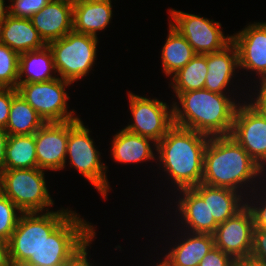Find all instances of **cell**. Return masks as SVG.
Instances as JSON below:
<instances>
[{
    "instance_id": "6da1fadb",
    "label": "cell",
    "mask_w": 266,
    "mask_h": 266,
    "mask_svg": "<svg viewBox=\"0 0 266 266\" xmlns=\"http://www.w3.org/2000/svg\"><path fill=\"white\" fill-rule=\"evenodd\" d=\"M209 138L210 136L203 133L173 125L157 143V168L150 170L158 171L157 178L162 175L161 182L155 185L158 186L165 180L163 186L166 189L169 184L170 187L166 189L169 192L164 189L167 194L165 197L181 189L193 188L202 182L204 153Z\"/></svg>"
},
{
    "instance_id": "7a4b0ae2",
    "label": "cell",
    "mask_w": 266,
    "mask_h": 266,
    "mask_svg": "<svg viewBox=\"0 0 266 266\" xmlns=\"http://www.w3.org/2000/svg\"><path fill=\"white\" fill-rule=\"evenodd\" d=\"M266 181V172L231 136L209 138L201 183L229 188L245 198Z\"/></svg>"
},
{
    "instance_id": "3957f363",
    "label": "cell",
    "mask_w": 266,
    "mask_h": 266,
    "mask_svg": "<svg viewBox=\"0 0 266 266\" xmlns=\"http://www.w3.org/2000/svg\"><path fill=\"white\" fill-rule=\"evenodd\" d=\"M172 93L174 125L210 137L230 136L237 106L247 98V94H220L205 88Z\"/></svg>"
},
{
    "instance_id": "277c9868",
    "label": "cell",
    "mask_w": 266,
    "mask_h": 266,
    "mask_svg": "<svg viewBox=\"0 0 266 266\" xmlns=\"http://www.w3.org/2000/svg\"><path fill=\"white\" fill-rule=\"evenodd\" d=\"M74 210L22 266H67L96 238L97 225Z\"/></svg>"
},
{
    "instance_id": "5b68a950",
    "label": "cell",
    "mask_w": 266,
    "mask_h": 266,
    "mask_svg": "<svg viewBox=\"0 0 266 266\" xmlns=\"http://www.w3.org/2000/svg\"><path fill=\"white\" fill-rule=\"evenodd\" d=\"M88 124L80 119L68 121V142L64 169L73 168L85 181L96 189L101 198L108 200L112 193L108 172L109 167L104 162L102 152L91 135L92 130ZM68 163V164H67Z\"/></svg>"
},
{
    "instance_id": "8992f818",
    "label": "cell",
    "mask_w": 266,
    "mask_h": 266,
    "mask_svg": "<svg viewBox=\"0 0 266 266\" xmlns=\"http://www.w3.org/2000/svg\"><path fill=\"white\" fill-rule=\"evenodd\" d=\"M64 206L47 212H23L8 245L11 265H23L35 256L45 239L74 211Z\"/></svg>"
},
{
    "instance_id": "52a82bcc",
    "label": "cell",
    "mask_w": 266,
    "mask_h": 266,
    "mask_svg": "<svg viewBox=\"0 0 266 266\" xmlns=\"http://www.w3.org/2000/svg\"><path fill=\"white\" fill-rule=\"evenodd\" d=\"M98 37L69 32L64 37L47 45L53 54V60L59 78L74 83L87 79L97 65Z\"/></svg>"
},
{
    "instance_id": "ba28073f",
    "label": "cell",
    "mask_w": 266,
    "mask_h": 266,
    "mask_svg": "<svg viewBox=\"0 0 266 266\" xmlns=\"http://www.w3.org/2000/svg\"><path fill=\"white\" fill-rule=\"evenodd\" d=\"M46 172L39 168L1 169V193L22 212L54 210L56 203L48 188L51 186Z\"/></svg>"
},
{
    "instance_id": "9c48e42d",
    "label": "cell",
    "mask_w": 266,
    "mask_h": 266,
    "mask_svg": "<svg viewBox=\"0 0 266 266\" xmlns=\"http://www.w3.org/2000/svg\"><path fill=\"white\" fill-rule=\"evenodd\" d=\"M164 212L165 211H163L162 213L161 210V212H159L161 213L159 214V216H161L160 219H163H161V225L165 223L166 219L168 220L165 223L166 225L163 224L166 227H164L163 230L159 231V234L161 235L160 237L155 235L156 239H163V241L160 239L161 243H155L156 245L160 244L163 248L160 245L156 246V248L160 247L159 249H161V253H159L158 248L156 249L155 247H153L151 250H154L153 252H156V254H153L154 257L155 255H158L159 257L162 256L160 258L167 264V266H198L205 255L215 247L214 236L211 234L191 233L178 229L173 226V224L169 221V218L164 216ZM168 226L169 228H167ZM170 227L172 229H170ZM168 233L170 235H168ZM164 237L166 240L164 239ZM162 242L165 246H163Z\"/></svg>"
},
{
    "instance_id": "30bf717a",
    "label": "cell",
    "mask_w": 266,
    "mask_h": 266,
    "mask_svg": "<svg viewBox=\"0 0 266 266\" xmlns=\"http://www.w3.org/2000/svg\"><path fill=\"white\" fill-rule=\"evenodd\" d=\"M70 81L59 77L46 82L18 83L17 92L30 104L45 123L80 119L75 109H69ZM67 90V91H66Z\"/></svg>"
},
{
    "instance_id": "8fae6325",
    "label": "cell",
    "mask_w": 266,
    "mask_h": 266,
    "mask_svg": "<svg viewBox=\"0 0 266 266\" xmlns=\"http://www.w3.org/2000/svg\"><path fill=\"white\" fill-rule=\"evenodd\" d=\"M127 103L131 118L123 126L127 131L152 139L158 143L174 125L173 103L164 101V97L142 96L127 91ZM163 99V100H162Z\"/></svg>"
},
{
    "instance_id": "7c38bea8",
    "label": "cell",
    "mask_w": 266,
    "mask_h": 266,
    "mask_svg": "<svg viewBox=\"0 0 266 266\" xmlns=\"http://www.w3.org/2000/svg\"><path fill=\"white\" fill-rule=\"evenodd\" d=\"M168 22L192 46L196 54L222 50L232 41V34L224 33L222 24L214 19L169 7Z\"/></svg>"
},
{
    "instance_id": "4fadbf2b",
    "label": "cell",
    "mask_w": 266,
    "mask_h": 266,
    "mask_svg": "<svg viewBox=\"0 0 266 266\" xmlns=\"http://www.w3.org/2000/svg\"><path fill=\"white\" fill-rule=\"evenodd\" d=\"M233 32L232 42L238 51L240 74L246 76L244 84L250 87L266 83V21L247 22L241 30Z\"/></svg>"
},
{
    "instance_id": "5bb4252c",
    "label": "cell",
    "mask_w": 266,
    "mask_h": 266,
    "mask_svg": "<svg viewBox=\"0 0 266 266\" xmlns=\"http://www.w3.org/2000/svg\"><path fill=\"white\" fill-rule=\"evenodd\" d=\"M230 136L266 172V118L247 100L237 106Z\"/></svg>"
},
{
    "instance_id": "9a60e30c",
    "label": "cell",
    "mask_w": 266,
    "mask_h": 266,
    "mask_svg": "<svg viewBox=\"0 0 266 266\" xmlns=\"http://www.w3.org/2000/svg\"><path fill=\"white\" fill-rule=\"evenodd\" d=\"M163 201L167 205L163 209L167 214L165 216L169 215V221L176 228L191 233L209 234L208 199H203L193 188L178 190Z\"/></svg>"
},
{
    "instance_id": "2e32d148",
    "label": "cell",
    "mask_w": 266,
    "mask_h": 266,
    "mask_svg": "<svg viewBox=\"0 0 266 266\" xmlns=\"http://www.w3.org/2000/svg\"><path fill=\"white\" fill-rule=\"evenodd\" d=\"M207 68L205 89L220 94H247L248 86L243 84L238 51L232 41L220 51L207 53Z\"/></svg>"
},
{
    "instance_id": "e0dca14e",
    "label": "cell",
    "mask_w": 266,
    "mask_h": 266,
    "mask_svg": "<svg viewBox=\"0 0 266 266\" xmlns=\"http://www.w3.org/2000/svg\"><path fill=\"white\" fill-rule=\"evenodd\" d=\"M254 222L245 205L234 216L219 224L214 232V244L234 260L249 258L253 246Z\"/></svg>"
},
{
    "instance_id": "ac0fdd59",
    "label": "cell",
    "mask_w": 266,
    "mask_h": 266,
    "mask_svg": "<svg viewBox=\"0 0 266 266\" xmlns=\"http://www.w3.org/2000/svg\"><path fill=\"white\" fill-rule=\"evenodd\" d=\"M34 135L38 168L60 173L67 153L68 121L45 123Z\"/></svg>"
},
{
    "instance_id": "d6986e66",
    "label": "cell",
    "mask_w": 266,
    "mask_h": 266,
    "mask_svg": "<svg viewBox=\"0 0 266 266\" xmlns=\"http://www.w3.org/2000/svg\"><path fill=\"white\" fill-rule=\"evenodd\" d=\"M113 138H110L109 151L112 163L118 166L133 165L144 166L150 163L148 168L156 166L157 143L152 139L131 133L125 128L115 131ZM155 163V165L153 164ZM152 165V166H151Z\"/></svg>"
},
{
    "instance_id": "ffe728a7",
    "label": "cell",
    "mask_w": 266,
    "mask_h": 266,
    "mask_svg": "<svg viewBox=\"0 0 266 266\" xmlns=\"http://www.w3.org/2000/svg\"><path fill=\"white\" fill-rule=\"evenodd\" d=\"M31 21L46 44L58 40L73 31V4L69 0H51Z\"/></svg>"
},
{
    "instance_id": "44dd1931",
    "label": "cell",
    "mask_w": 266,
    "mask_h": 266,
    "mask_svg": "<svg viewBox=\"0 0 266 266\" xmlns=\"http://www.w3.org/2000/svg\"><path fill=\"white\" fill-rule=\"evenodd\" d=\"M193 189L208 199L209 234L213 235L219 224L234 216L246 205V198L235 190L200 183Z\"/></svg>"
},
{
    "instance_id": "7402d4cb",
    "label": "cell",
    "mask_w": 266,
    "mask_h": 266,
    "mask_svg": "<svg viewBox=\"0 0 266 266\" xmlns=\"http://www.w3.org/2000/svg\"><path fill=\"white\" fill-rule=\"evenodd\" d=\"M114 12L113 4L77 2L73 4V31L98 37L111 25Z\"/></svg>"
},
{
    "instance_id": "603a6c76",
    "label": "cell",
    "mask_w": 266,
    "mask_h": 266,
    "mask_svg": "<svg viewBox=\"0 0 266 266\" xmlns=\"http://www.w3.org/2000/svg\"><path fill=\"white\" fill-rule=\"evenodd\" d=\"M0 27L1 43L18 54L39 50L47 45L33 26L31 19L15 18L9 15Z\"/></svg>"
},
{
    "instance_id": "cb8c5ba5",
    "label": "cell",
    "mask_w": 266,
    "mask_h": 266,
    "mask_svg": "<svg viewBox=\"0 0 266 266\" xmlns=\"http://www.w3.org/2000/svg\"><path fill=\"white\" fill-rule=\"evenodd\" d=\"M57 77L53 54L48 45L19 54L18 83L46 82Z\"/></svg>"
},
{
    "instance_id": "d4e9b609",
    "label": "cell",
    "mask_w": 266,
    "mask_h": 266,
    "mask_svg": "<svg viewBox=\"0 0 266 266\" xmlns=\"http://www.w3.org/2000/svg\"><path fill=\"white\" fill-rule=\"evenodd\" d=\"M167 37L160 50L161 73L170 78L179 69L183 68L195 55L192 46L186 38L169 22Z\"/></svg>"
},
{
    "instance_id": "484cf974",
    "label": "cell",
    "mask_w": 266,
    "mask_h": 266,
    "mask_svg": "<svg viewBox=\"0 0 266 266\" xmlns=\"http://www.w3.org/2000/svg\"><path fill=\"white\" fill-rule=\"evenodd\" d=\"M44 124L39 114L17 92L13 96L9 119L5 127L8 135H33Z\"/></svg>"
},
{
    "instance_id": "4316f807",
    "label": "cell",
    "mask_w": 266,
    "mask_h": 266,
    "mask_svg": "<svg viewBox=\"0 0 266 266\" xmlns=\"http://www.w3.org/2000/svg\"><path fill=\"white\" fill-rule=\"evenodd\" d=\"M207 71V54H196L168 79V88L170 92L204 89Z\"/></svg>"
},
{
    "instance_id": "83f0119b",
    "label": "cell",
    "mask_w": 266,
    "mask_h": 266,
    "mask_svg": "<svg viewBox=\"0 0 266 266\" xmlns=\"http://www.w3.org/2000/svg\"><path fill=\"white\" fill-rule=\"evenodd\" d=\"M38 168L35 135H9L2 169Z\"/></svg>"
},
{
    "instance_id": "f1b7e54d",
    "label": "cell",
    "mask_w": 266,
    "mask_h": 266,
    "mask_svg": "<svg viewBox=\"0 0 266 266\" xmlns=\"http://www.w3.org/2000/svg\"><path fill=\"white\" fill-rule=\"evenodd\" d=\"M19 54L0 43V87L17 88Z\"/></svg>"
},
{
    "instance_id": "f546056e",
    "label": "cell",
    "mask_w": 266,
    "mask_h": 266,
    "mask_svg": "<svg viewBox=\"0 0 266 266\" xmlns=\"http://www.w3.org/2000/svg\"><path fill=\"white\" fill-rule=\"evenodd\" d=\"M22 213L8 197L0 193V239L9 241Z\"/></svg>"
},
{
    "instance_id": "4dcf8cb0",
    "label": "cell",
    "mask_w": 266,
    "mask_h": 266,
    "mask_svg": "<svg viewBox=\"0 0 266 266\" xmlns=\"http://www.w3.org/2000/svg\"><path fill=\"white\" fill-rule=\"evenodd\" d=\"M246 206L252 213L254 228L266 229V181L246 197Z\"/></svg>"
},
{
    "instance_id": "1f68e13d",
    "label": "cell",
    "mask_w": 266,
    "mask_h": 266,
    "mask_svg": "<svg viewBox=\"0 0 266 266\" xmlns=\"http://www.w3.org/2000/svg\"><path fill=\"white\" fill-rule=\"evenodd\" d=\"M51 0H9V15L15 18L31 19Z\"/></svg>"
},
{
    "instance_id": "d6a6232c",
    "label": "cell",
    "mask_w": 266,
    "mask_h": 266,
    "mask_svg": "<svg viewBox=\"0 0 266 266\" xmlns=\"http://www.w3.org/2000/svg\"><path fill=\"white\" fill-rule=\"evenodd\" d=\"M246 100L266 118V83L248 87Z\"/></svg>"
},
{
    "instance_id": "836d02e7",
    "label": "cell",
    "mask_w": 266,
    "mask_h": 266,
    "mask_svg": "<svg viewBox=\"0 0 266 266\" xmlns=\"http://www.w3.org/2000/svg\"><path fill=\"white\" fill-rule=\"evenodd\" d=\"M251 259L266 266V229L254 228Z\"/></svg>"
},
{
    "instance_id": "e575fe53",
    "label": "cell",
    "mask_w": 266,
    "mask_h": 266,
    "mask_svg": "<svg viewBox=\"0 0 266 266\" xmlns=\"http://www.w3.org/2000/svg\"><path fill=\"white\" fill-rule=\"evenodd\" d=\"M16 93V88L0 87V128L5 129L7 125L12 99Z\"/></svg>"
},
{
    "instance_id": "d590c367",
    "label": "cell",
    "mask_w": 266,
    "mask_h": 266,
    "mask_svg": "<svg viewBox=\"0 0 266 266\" xmlns=\"http://www.w3.org/2000/svg\"><path fill=\"white\" fill-rule=\"evenodd\" d=\"M235 260L222 250L214 247L208 252L198 266H233Z\"/></svg>"
},
{
    "instance_id": "8d00e7d4",
    "label": "cell",
    "mask_w": 266,
    "mask_h": 266,
    "mask_svg": "<svg viewBox=\"0 0 266 266\" xmlns=\"http://www.w3.org/2000/svg\"><path fill=\"white\" fill-rule=\"evenodd\" d=\"M95 241L96 239L67 266H96L97 264V266L101 265L102 263H95L94 258L91 257V255L94 256L93 254H91L90 250H93L91 248L93 247L92 245L95 244Z\"/></svg>"
},
{
    "instance_id": "74e56055",
    "label": "cell",
    "mask_w": 266,
    "mask_h": 266,
    "mask_svg": "<svg viewBox=\"0 0 266 266\" xmlns=\"http://www.w3.org/2000/svg\"><path fill=\"white\" fill-rule=\"evenodd\" d=\"M9 135L5 129L0 128V170L3 168V163L6 158V146Z\"/></svg>"
},
{
    "instance_id": "f35d334b",
    "label": "cell",
    "mask_w": 266,
    "mask_h": 266,
    "mask_svg": "<svg viewBox=\"0 0 266 266\" xmlns=\"http://www.w3.org/2000/svg\"><path fill=\"white\" fill-rule=\"evenodd\" d=\"M7 242L0 239V266H9Z\"/></svg>"
},
{
    "instance_id": "ab89813d",
    "label": "cell",
    "mask_w": 266,
    "mask_h": 266,
    "mask_svg": "<svg viewBox=\"0 0 266 266\" xmlns=\"http://www.w3.org/2000/svg\"><path fill=\"white\" fill-rule=\"evenodd\" d=\"M8 3H6V2ZM9 16V0H0V25Z\"/></svg>"
},
{
    "instance_id": "60d3db41",
    "label": "cell",
    "mask_w": 266,
    "mask_h": 266,
    "mask_svg": "<svg viewBox=\"0 0 266 266\" xmlns=\"http://www.w3.org/2000/svg\"><path fill=\"white\" fill-rule=\"evenodd\" d=\"M233 266H265V265L251 258H245V259L235 260Z\"/></svg>"
},
{
    "instance_id": "b9f144b4",
    "label": "cell",
    "mask_w": 266,
    "mask_h": 266,
    "mask_svg": "<svg viewBox=\"0 0 266 266\" xmlns=\"http://www.w3.org/2000/svg\"><path fill=\"white\" fill-rule=\"evenodd\" d=\"M147 253H148V256L150 257H152L151 259H150V264H148V263H146V266H165V262L161 259V258H159V256H156L155 257V259H153L154 257H153V255H152V253H149L148 251H147ZM149 254H151V255H149ZM158 257V258H157ZM157 258V259H156ZM153 260V261H152ZM155 260H156V262H155ZM153 262V263H152ZM148 264V265H147Z\"/></svg>"
},
{
    "instance_id": "7bdbcfd3",
    "label": "cell",
    "mask_w": 266,
    "mask_h": 266,
    "mask_svg": "<svg viewBox=\"0 0 266 266\" xmlns=\"http://www.w3.org/2000/svg\"><path fill=\"white\" fill-rule=\"evenodd\" d=\"M88 2H94V3H109V4H112L114 1L116 0H86Z\"/></svg>"
},
{
    "instance_id": "ee69618b",
    "label": "cell",
    "mask_w": 266,
    "mask_h": 266,
    "mask_svg": "<svg viewBox=\"0 0 266 266\" xmlns=\"http://www.w3.org/2000/svg\"><path fill=\"white\" fill-rule=\"evenodd\" d=\"M72 4H75L77 2H80V1H86V0H69Z\"/></svg>"
},
{
    "instance_id": "f6af8a7d",
    "label": "cell",
    "mask_w": 266,
    "mask_h": 266,
    "mask_svg": "<svg viewBox=\"0 0 266 266\" xmlns=\"http://www.w3.org/2000/svg\"><path fill=\"white\" fill-rule=\"evenodd\" d=\"M0 193H1V170H0Z\"/></svg>"
}]
</instances>
